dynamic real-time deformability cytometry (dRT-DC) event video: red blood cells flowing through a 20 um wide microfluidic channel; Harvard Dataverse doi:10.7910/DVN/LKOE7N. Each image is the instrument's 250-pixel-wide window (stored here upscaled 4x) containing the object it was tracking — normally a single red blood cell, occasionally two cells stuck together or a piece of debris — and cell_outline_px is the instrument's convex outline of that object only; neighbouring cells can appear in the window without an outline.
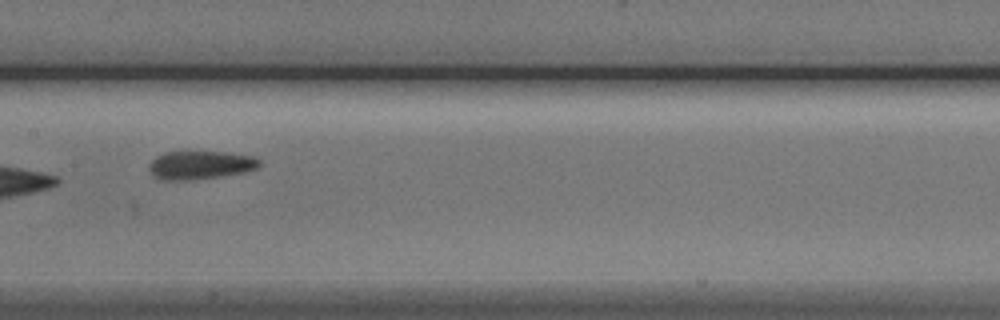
{"species": "Egyptian fruit bat (a non-hibernating species)", "species_latin": "Rousettus aegyptiacus", "temperature_condition": "cold", "stored_images_in_passage": 6, "camera_frame_rate_fps": 3000, "um_per_image_px": 0.085, "animal": {"sex": "male"}, "frame": {"image": 1, "passage_image": 5, "time_ms": 4.667, "image_size_px": [1000, 320], "cell_outline_px": [[260, 164], [256, 168], [244, 172], [220, 176], [188, 180], [160, 180], [148, 168], [148, 164], [156, 156], [164, 152], [224, 152], [256, 156], [260, 160]], "centroid_in_image_um": [17.03, 14.02], "position_along_channel_um": 190.4, "area_um2": 18.15}}
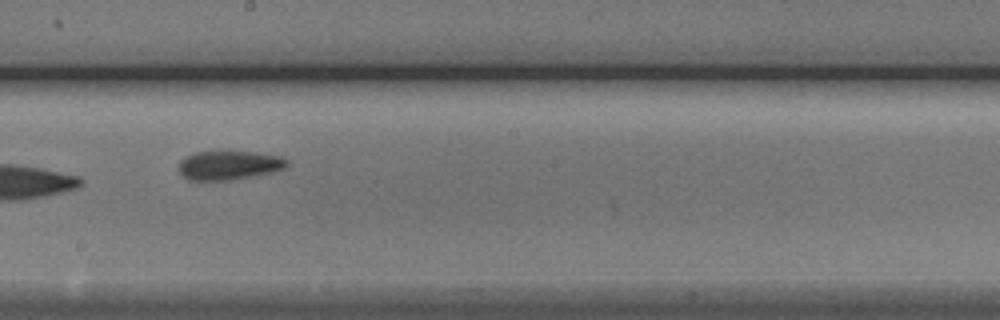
{"frame": {"image": 2, "passage_image": 6, "time_ms": 5.667, "image_size_px": [1000, 320], "cell_outline_px": [[288, 164], [284, 168], [272, 172], [252, 176], [228, 180], [188, 180], [180, 172], [180, 160], [196, 152], [256, 152], [280, 156], [288, 160]], "centroid_in_image_um": [19.49, 14.05], "position_along_channel_um": 228.7, "area_um2": 17.98}}